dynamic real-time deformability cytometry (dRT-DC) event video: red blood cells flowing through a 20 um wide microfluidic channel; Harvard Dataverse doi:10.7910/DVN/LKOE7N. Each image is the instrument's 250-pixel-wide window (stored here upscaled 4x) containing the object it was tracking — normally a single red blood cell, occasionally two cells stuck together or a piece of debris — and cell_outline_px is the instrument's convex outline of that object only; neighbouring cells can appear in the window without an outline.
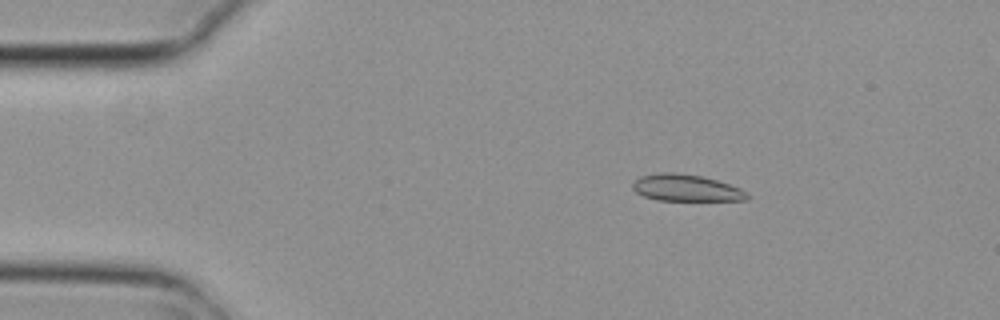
{"species": "common noctule bat (a hibernating species)", "species_latin": "Nyctalus noctula", "temperature_condition": "cold", "stored_images_in_passage": 6, "camera_frame_rate_fps": 3000, "um_per_image_px": 0.085, "animal": {"sex": "female", "body_mass_g": 29.2, "forearm_length_mm": 56.3}, "frame": {"image": 1, "passage_image": 3, "time_ms": 0.667, "image_size_px": [1000, 320], "cell_outline_px": [[752, 196], [748, 200], [656, 200], [644, 196], [636, 192], [632, 188], [632, 184], [640, 176], [660, 172], [672, 172], [700, 176], [716, 180], [740, 188]], "centroid_in_image_um": [58.32, 15.97], "position_along_channel_um": 26.7, "area_um2": 17.74}}
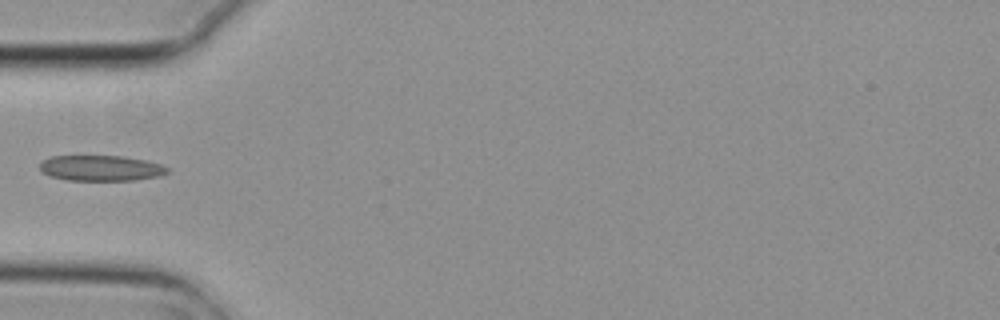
{"frame": {"image": 2, "passage_image": 5, "time_ms": 1.333, "image_size_px": [1000, 320], "cell_outline_px": [[168, 172], [160, 176], [136, 180], [68, 180], [52, 176], [44, 172], [40, 168], [40, 164], [44, 160], [52, 156], [124, 156], [144, 160], [160, 164], [168, 168]], "centroid_in_image_um": [8.61, 14.29], "position_along_channel_um": 76.4, "area_um2": 18.79}}
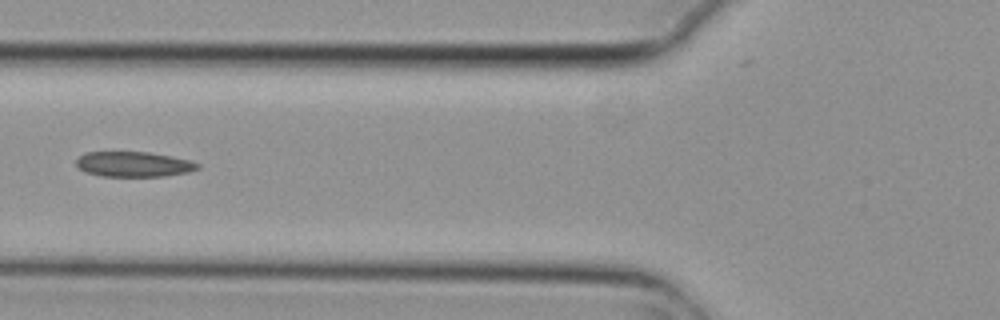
{"frame": {"image": 3, "passage_image": 6, "time_ms": 1.667, "image_size_px": [1000, 320], "cell_outline_px": [[200, 168], [188, 172], [164, 176], [100, 176], [84, 172], [76, 164], [76, 160], [84, 152], [148, 152], [172, 156], [188, 160], [200, 164]], "centroid_in_image_um": [11.35, 13.96], "position_along_channel_um": 114.5, "area_um2": 17.8}}